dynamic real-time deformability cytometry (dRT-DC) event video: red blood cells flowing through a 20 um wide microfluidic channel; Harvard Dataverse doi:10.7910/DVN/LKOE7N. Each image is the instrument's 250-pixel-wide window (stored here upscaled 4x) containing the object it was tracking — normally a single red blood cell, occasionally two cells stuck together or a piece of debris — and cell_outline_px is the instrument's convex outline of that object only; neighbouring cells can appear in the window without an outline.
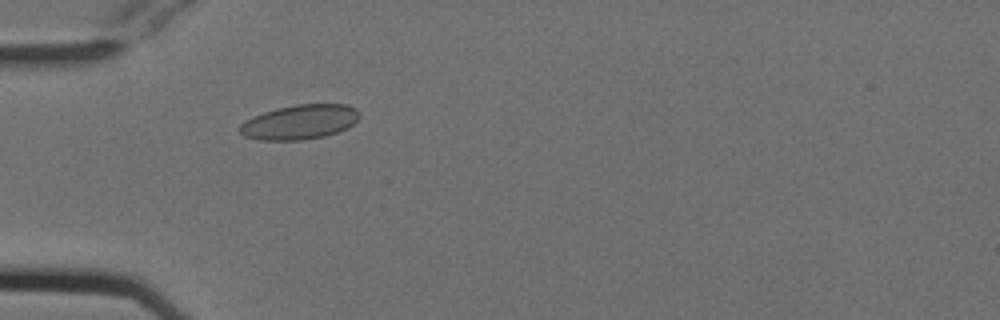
{"species": "Egyptian fruit bat (a non-hibernating species)", "species_latin": "Rousettus aegyptiacus", "temperature_condition": "cold", "stored_images_in_passage": 42, "camera_frame_rate_fps": 3000, "um_per_image_px": 0.085, "animal": {"sex": "female"}, "frame": {"image": 1, "passage_image": 5, "time_ms": 1.333, "image_size_px": [1000, 320], "cell_outline_px": [[360, 116], [348, 128], [324, 136], [300, 140], [256, 140], [244, 136], [240, 132], [240, 124], [252, 116], [276, 108], [296, 104], [348, 104], [356, 108], [360, 112]], "centroid_in_image_um": [25.47, 10.36], "position_along_channel_um": 59.5, "area_um2": 24.22}}
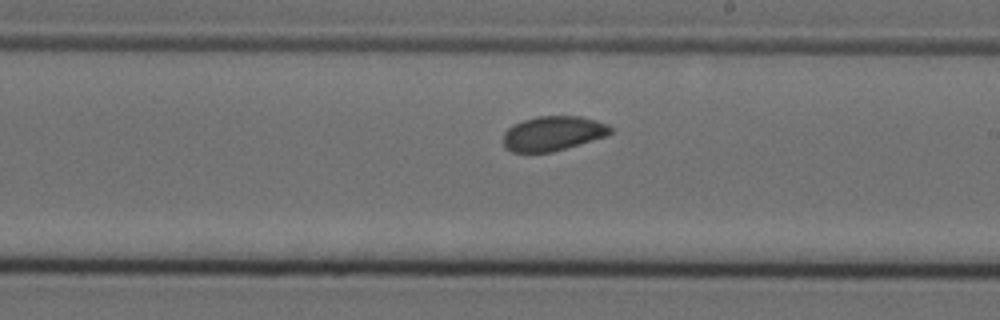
{"frame": {"image": 2, "passage_image": 20, "time_ms": 6.333, "image_size_px": [1000, 320], "cell_outline_px": [[612, 132], [608, 136], [552, 152], [512, 152], [504, 144], [504, 132], [512, 124], [524, 120], [540, 116], [580, 116], [596, 120], [608, 124], [612, 128]], "centroid_in_image_um": [47.04, 11.33], "position_along_channel_um": 242.0, "area_um2": 21.62}}
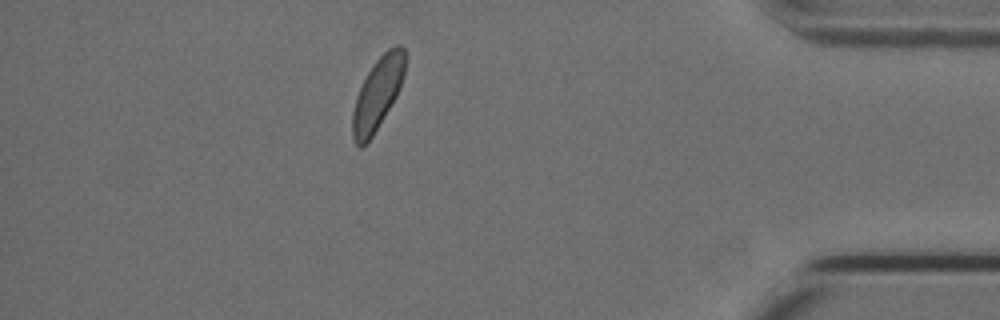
{"frame": {"image": 3, "passage_image": 36, "time_ms": 11.667, "image_size_px": [1000, 320], "cell_outline_px": [[404, 76], [400, 88], [396, 96], [372, 136], [360, 148], [356, 144], [352, 136], [352, 112], [356, 96], [368, 72], [376, 60], [388, 48], [396, 44], [400, 44], [404, 48]], "centroid_in_image_um": [32.09, 7.95], "position_along_channel_um": 403.1, "area_um2": 21.68}, "authors_computed_cell_mechanics": {"area_um2": 22.1374, "velocity_mm_per_s": 3.7461, "shape_relaxation_time_tau1_ms": 3.9515, "shape_relaxation_time_tau2_ms": null, "deformation_change_tau1": 0.0549, "deformation_change_tau2": null}}